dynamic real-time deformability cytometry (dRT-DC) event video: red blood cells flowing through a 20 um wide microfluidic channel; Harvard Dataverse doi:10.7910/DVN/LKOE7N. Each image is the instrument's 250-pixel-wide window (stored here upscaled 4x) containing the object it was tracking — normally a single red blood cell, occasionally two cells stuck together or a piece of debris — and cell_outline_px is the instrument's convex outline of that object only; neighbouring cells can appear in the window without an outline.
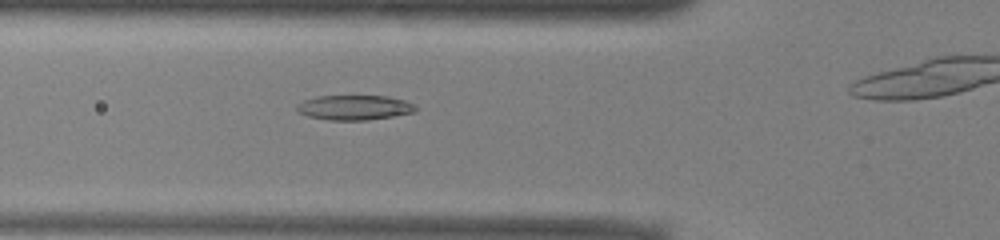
{"species": "common noctule bat (a hibernating species)", "species_latin": "Nyctalus noctula", "temperature_condition": "warm", "stored_images_in_passage": 42, "camera_frame_rate_fps": 3000, "um_per_image_px": 0.085, "animal": {"sex": "male", "body_mass_g": 13.0, "forearm_length_mm": 53.1}, "frame": {"image": 1, "passage_image": 18, "time_ms": 5.667, "image_size_px": [1000, 240], "cell_outline_px": [[416, 108], [412, 112], [392, 116], [368, 120], [328, 120], [308, 116], [300, 112], [296, 108], [296, 104], [304, 100], [316, 96], [388, 96], [404, 100], [416, 104]], "centroid_in_image_um": [30.11, 9.13], "position_along_channel_um": 95.7, "area_um2": 17.11}}
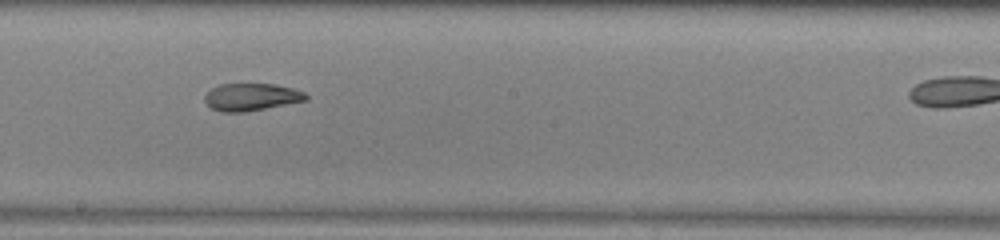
{"frame": {"image": 2, "passage_image": 28, "time_ms": 9.0, "image_size_px": [1000, 240], "cell_outline_px": [[308, 100], [244, 112], [220, 112], [212, 108], [204, 100], [204, 96], [212, 88], [220, 84], [276, 84], [292, 88], [304, 92], [308, 96]], "centroid_in_image_um": [21.37, 8.24], "position_along_channel_um": 226.8, "area_um2": 16.07}}
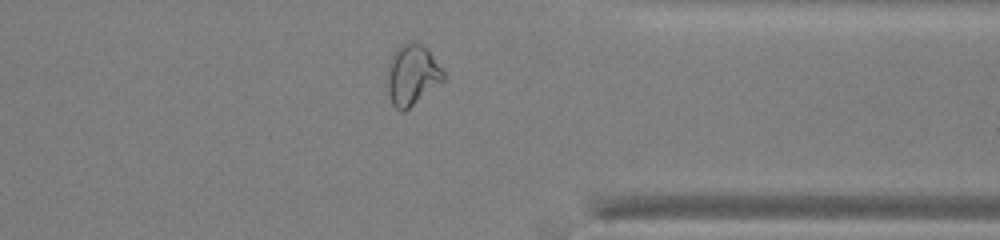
{"frame": {"image": 3, "passage_image": 40, "time_ms": 13.0, "image_size_px": [1000, 240], "cell_outline_px": [[444, 80], [404, 112], [400, 112], [392, 104], [388, 92], [388, 64], [392, 52], [400, 44], [408, 40], [416, 40], [424, 44], [428, 48], [444, 72]], "centroid_in_image_um": [35.02, 6.3], "position_along_channel_um": 376.4, "area_um2": 20.17}}